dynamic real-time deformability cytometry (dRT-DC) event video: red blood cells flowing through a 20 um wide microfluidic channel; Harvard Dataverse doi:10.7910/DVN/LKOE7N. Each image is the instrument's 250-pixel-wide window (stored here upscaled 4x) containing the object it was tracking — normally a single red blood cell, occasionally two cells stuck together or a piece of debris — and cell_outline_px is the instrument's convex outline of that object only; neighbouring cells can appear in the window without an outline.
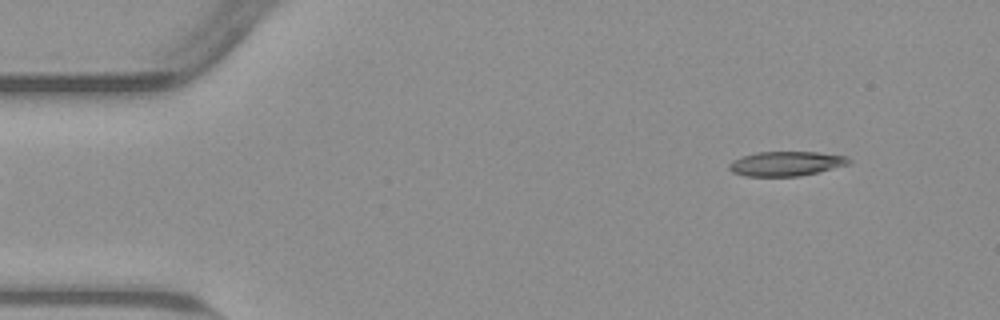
{"species": "common noctule bat (a hibernating species)", "species_latin": "Nyctalus noctula", "temperature_condition": "warm", "stored_images_in_passage": 49, "camera_frame_rate_fps": 3000, "um_per_image_px": 0.085, "animal": {"sex": "male", "body_mass_g": 23.1, "forearm_length_mm": 52.7}, "frame": {"image": 1, "passage_image": 1, "time_ms": 0.0, "image_size_px": [1000, 320], "cell_outline_px": [[852, 160], [848, 164], [800, 176], [744, 176], [732, 172], [728, 168], [728, 164], [732, 160], [756, 152], [816, 152], [848, 156]], "centroid_in_image_um": [66.79, 13.9], "position_along_channel_um": 18.2, "area_um2": 17.05}}
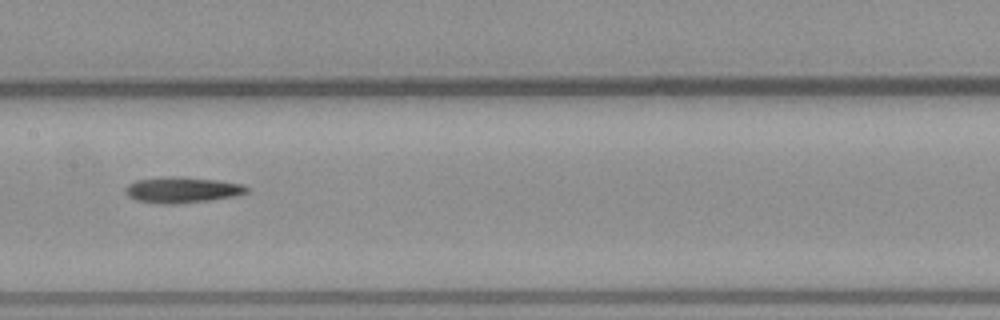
{"frame": {"image": 2, "passage_image": 22, "time_ms": 7.0, "image_size_px": [1000, 320], "cell_outline_px": [[248, 192], [232, 196], [208, 200], [176, 204], [160, 204], [136, 200], [128, 196], [124, 192], [124, 188], [128, 184], [136, 180], [176, 176], [180, 176], [216, 180], [244, 184], [248, 188]], "centroid_in_image_um": [15.44, 16.14], "position_along_channel_um": 192.0, "area_um2": 18.21}}
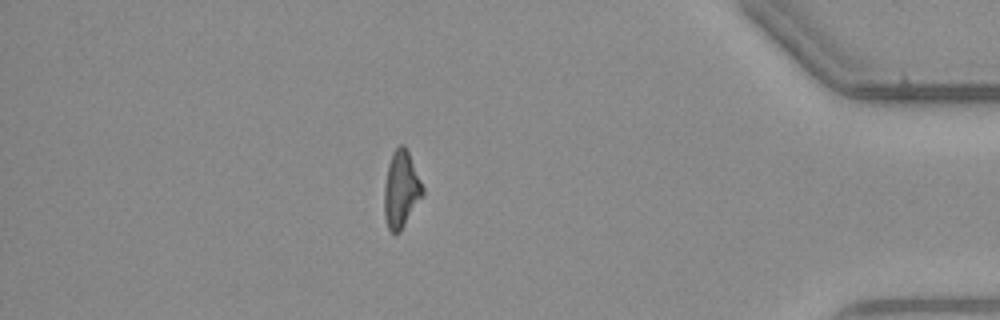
{"frame": {"image": 3, "passage_image": 42, "time_ms": 13.667, "image_size_px": [1000, 320], "cell_outline_px": [[424, 196], [400, 232], [392, 232], [388, 228], [384, 216], [384, 188], [388, 164], [392, 152], [400, 144], [404, 144], [408, 152], [424, 188]], "centroid_in_image_um": [34.1, 16.12], "position_along_channel_um": 401.1, "area_um2": 17.28}}